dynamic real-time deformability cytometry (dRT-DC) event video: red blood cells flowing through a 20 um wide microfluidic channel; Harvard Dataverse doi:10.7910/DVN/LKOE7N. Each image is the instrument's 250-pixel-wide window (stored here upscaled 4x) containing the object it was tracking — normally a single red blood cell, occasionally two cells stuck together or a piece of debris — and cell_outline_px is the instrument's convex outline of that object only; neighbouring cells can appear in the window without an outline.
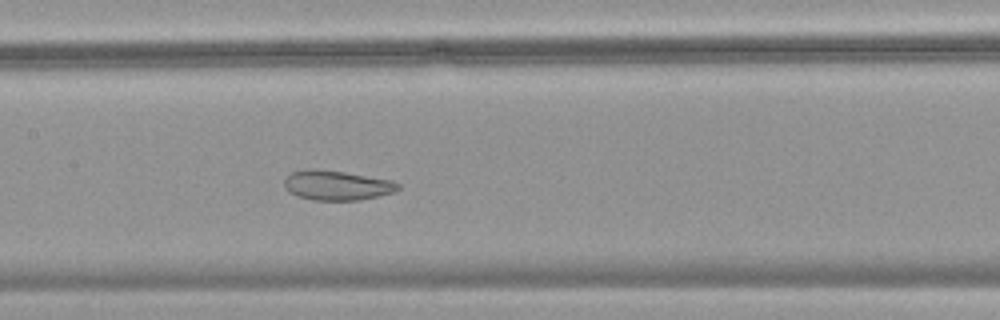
{"species": "common noctule bat (a hibernating species)", "species_latin": "Nyctalus noctula", "temperature_condition": "warm", "stored_images_in_passage": 43, "camera_frame_rate_fps": 3000, "um_per_image_px": 0.085, "animal": {"sex": "female", "body_mass_g": 18.4}, "frame": {"image": 1, "passage_image": 19, "time_ms": 6.0, "image_size_px": [1000, 320], "cell_outline_px": [[400, 188], [392, 192], [360, 200], [312, 200], [288, 192], [284, 188], [284, 180], [292, 172], [312, 168], [344, 172], [392, 180], [400, 184]], "centroid_in_image_um": [28.61, 15.75], "position_along_channel_um": 178.8, "area_um2": 19.54}}
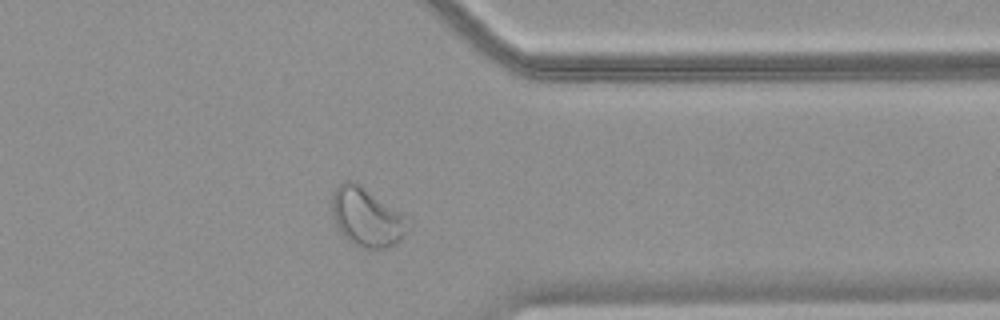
{"frame": {"image": 2, "passage_image": 34, "time_ms": 11.0, "image_size_px": [1000, 320], "cell_outline_px": [[412, 224], [400, 240], [396, 244], [388, 248], [364, 248], [352, 244], [344, 236], [336, 224], [332, 216], [332, 196], [336, 188], [344, 180], [352, 180], [412, 220]], "centroid_in_image_um": [31.2, 18.49], "position_along_channel_um": 380.2, "area_um2": 25.89}}
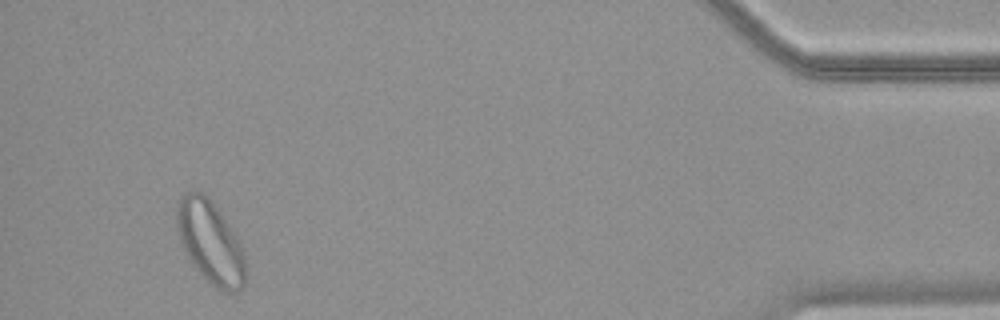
{"frame": {"image": 3, "passage_image": 41, "time_ms": 13.333, "image_size_px": [1000, 320], "cell_outline_px": [[244, 284], [240, 292], [228, 292], [216, 288], [196, 268], [188, 256], [184, 248], [176, 224], [176, 208], [180, 200], [188, 192], [200, 192], [208, 196], [240, 240], [244, 252]], "centroid_in_image_um": [17.91, 20.59], "position_along_channel_um": 417.3, "area_um2": 32.43}}